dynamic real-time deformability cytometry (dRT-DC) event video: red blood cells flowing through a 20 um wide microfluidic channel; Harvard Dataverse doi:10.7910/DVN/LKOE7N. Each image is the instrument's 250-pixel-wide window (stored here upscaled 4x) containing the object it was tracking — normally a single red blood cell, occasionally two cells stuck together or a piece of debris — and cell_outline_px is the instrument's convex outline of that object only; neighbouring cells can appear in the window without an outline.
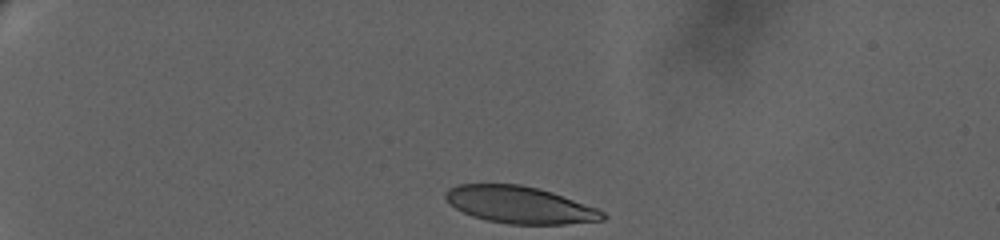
{"species": "human", "species_latin": "Homo sapiens", "temperature_condition": "warm", "stored_images_in_passage": 21, "camera_frame_rate_fps": 3000, "um_per_image_px": 0.085, "donor": {"sex": "female"}, "frame": {"image": 1, "passage_image": 1, "time_ms": 0.0, "image_size_px": [1000, 240], "cell_outline_px": [[608, 216], [604, 220], [564, 224], [508, 224], [488, 220], [472, 216], [456, 208], [444, 196], [444, 192], [448, 188], [456, 184], [520, 184], [552, 192], [596, 208], [604, 212]], "centroid_in_image_um": [44.18, 17.41], "position_along_channel_um": 40.8, "area_um2": 33.7}}
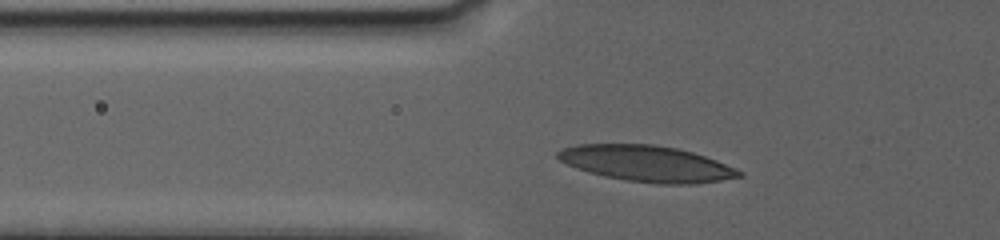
{"frame": {"image": 2, "passage_image": 14, "time_ms": 3.0, "image_size_px": [1000, 240], "cell_outline_px": [[744, 176], [720, 180], [692, 184], [660, 184], [628, 180], [604, 176], [588, 172], [576, 168], [560, 160], [556, 156], [556, 152], [560, 148], [576, 144], [652, 144], [676, 148], [692, 152], [716, 160], [736, 168], [744, 172]], "centroid_in_image_um": [54.96, 13.9], "position_along_channel_um": 70.8, "area_um2": 38.03}}
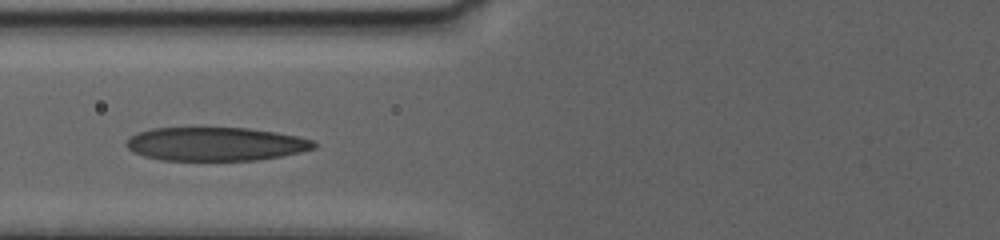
{"frame": {"image": 3, "passage_image": 20, "time_ms": 4.333, "image_size_px": [1000, 240], "cell_outline_px": [[316, 148], [300, 152], [280, 156], [256, 160], [160, 160], [144, 156], [132, 152], [124, 144], [132, 136], [140, 132], [152, 128], [248, 128], [276, 132], [296, 136], [312, 140], [316, 144]], "centroid_in_image_um": [18.32, 12.24], "position_along_channel_um": 107.5, "area_um2": 36.53}}